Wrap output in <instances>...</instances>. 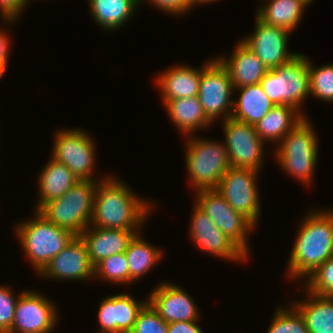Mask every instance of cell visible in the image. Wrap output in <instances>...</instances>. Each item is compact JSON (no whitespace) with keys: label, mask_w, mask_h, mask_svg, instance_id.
Listing matches in <instances>:
<instances>
[{"label":"cell","mask_w":333,"mask_h":333,"mask_svg":"<svg viewBox=\"0 0 333 333\" xmlns=\"http://www.w3.org/2000/svg\"><path fill=\"white\" fill-rule=\"evenodd\" d=\"M152 207L146 200L133 194L125 183L107 176L97 184L92 227L140 230Z\"/></svg>","instance_id":"1"},{"label":"cell","mask_w":333,"mask_h":333,"mask_svg":"<svg viewBox=\"0 0 333 333\" xmlns=\"http://www.w3.org/2000/svg\"><path fill=\"white\" fill-rule=\"evenodd\" d=\"M311 212V213H310ZM300 225L288 260L289 278L305 279L333 256V211H310Z\"/></svg>","instance_id":"2"},{"label":"cell","mask_w":333,"mask_h":333,"mask_svg":"<svg viewBox=\"0 0 333 333\" xmlns=\"http://www.w3.org/2000/svg\"><path fill=\"white\" fill-rule=\"evenodd\" d=\"M97 180H79L62 197L45 203L38 212L51 223L79 236L93 216Z\"/></svg>","instance_id":"3"},{"label":"cell","mask_w":333,"mask_h":333,"mask_svg":"<svg viewBox=\"0 0 333 333\" xmlns=\"http://www.w3.org/2000/svg\"><path fill=\"white\" fill-rule=\"evenodd\" d=\"M35 212L34 219L16 226V233L35 271L40 273L76 235L57 227L37 210Z\"/></svg>","instance_id":"4"},{"label":"cell","mask_w":333,"mask_h":333,"mask_svg":"<svg viewBox=\"0 0 333 333\" xmlns=\"http://www.w3.org/2000/svg\"><path fill=\"white\" fill-rule=\"evenodd\" d=\"M305 116L279 142L276 159L285 172L309 185L313 179L314 169L318 160V139L312 124Z\"/></svg>","instance_id":"5"},{"label":"cell","mask_w":333,"mask_h":333,"mask_svg":"<svg viewBox=\"0 0 333 333\" xmlns=\"http://www.w3.org/2000/svg\"><path fill=\"white\" fill-rule=\"evenodd\" d=\"M263 91L275 105L300 106L310 94L309 59L298 54L290 62L268 69L260 82Z\"/></svg>","instance_id":"6"},{"label":"cell","mask_w":333,"mask_h":333,"mask_svg":"<svg viewBox=\"0 0 333 333\" xmlns=\"http://www.w3.org/2000/svg\"><path fill=\"white\" fill-rule=\"evenodd\" d=\"M186 164L193 188L215 189L230 167L224 142L187 135Z\"/></svg>","instance_id":"7"},{"label":"cell","mask_w":333,"mask_h":333,"mask_svg":"<svg viewBox=\"0 0 333 333\" xmlns=\"http://www.w3.org/2000/svg\"><path fill=\"white\" fill-rule=\"evenodd\" d=\"M196 193L195 204L248 256L249 244L246 237L256 226L243 214L235 211L216 189H201Z\"/></svg>","instance_id":"8"},{"label":"cell","mask_w":333,"mask_h":333,"mask_svg":"<svg viewBox=\"0 0 333 333\" xmlns=\"http://www.w3.org/2000/svg\"><path fill=\"white\" fill-rule=\"evenodd\" d=\"M80 129H64L55 134L52 159L63 163L78 180H92L95 165V144Z\"/></svg>","instance_id":"9"},{"label":"cell","mask_w":333,"mask_h":333,"mask_svg":"<svg viewBox=\"0 0 333 333\" xmlns=\"http://www.w3.org/2000/svg\"><path fill=\"white\" fill-rule=\"evenodd\" d=\"M258 172L230 166L215 188L235 211L243 214L255 226L261 211L256 180Z\"/></svg>","instance_id":"10"},{"label":"cell","mask_w":333,"mask_h":333,"mask_svg":"<svg viewBox=\"0 0 333 333\" xmlns=\"http://www.w3.org/2000/svg\"><path fill=\"white\" fill-rule=\"evenodd\" d=\"M233 90L229 72L218 59L212 60L202 70L198 97L204 113L211 122L218 116L223 115L224 120L231 117Z\"/></svg>","instance_id":"11"},{"label":"cell","mask_w":333,"mask_h":333,"mask_svg":"<svg viewBox=\"0 0 333 333\" xmlns=\"http://www.w3.org/2000/svg\"><path fill=\"white\" fill-rule=\"evenodd\" d=\"M224 122L225 148L231 167L260 171L264 142L258 137L255 126L229 117Z\"/></svg>","instance_id":"12"},{"label":"cell","mask_w":333,"mask_h":333,"mask_svg":"<svg viewBox=\"0 0 333 333\" xmlns=\"http://www.w3.org/2000/svg\"><path fill=\"white\" fill-rule=\"evenodd\" d=\"M57 307L41 293L23 291L8 333H51L58 322Z\"/></svg>","instance_id":"13"},{"label":"cell","mask_w":333,"mask_h":333,"mask_svg":"<svg viewBox=\"0 0 333 333\" xmlns=\"http://www.w3.org/2000/svg\"><path fill=\"white\" fill-rule=\"evenodd\" d=\"M254 34L241 40L262 61L267 69L290 62L298 53L287 50L289 31L268 25L256 17Z\"/></svg>","instance_id":"14"},{"label":"cell","mask_w":333,"mask_h":333,"mask_svg":"<svg viewBox=\"0 0 333 333\" xmlns=\"http://www.w3.org/2000/svg\"><path fill=\"white\" fill-rule=\"evenodd\" d=\"M192 215L190 236L196 246L226 260L247 259L248 256L196 204Z\"/></svg>","instance_id":"15"},{"label":"cell","mask_w":333,"mask_h":333,"mask_svg":"<svg viewBox=\"0 0 333 333\" xmlns=\"http://www.w3.org/2000/svg\"><path fill=\"white\" fill-rule=\"evenodd\" d=\"M44 278L65 280H85L94 278V267L91 264L87 247L80 236H75L69 244L39 273Z\"/></svg>","instance_id":"16"},{"label":"cell","mask_w":333,"mask_h":333,"mask_svg":"<svg viewBox=\"0 0 333 333\" xmlns=\"http://www.w3.org/2000/svg\"><path fill=\"white\" fill-rule=\"evenodd\" d=\"M148 302L168 324L179 321H198L199 312L185 290L172 283L158 285L149 295Z\"/></svg>","instance_id":"17"},{"label":"cell","mask_w":333,"mask_h":333,"mask_svg":"<svg viewBox=\"0 0 333 333\" xmlns=\"http://www.w3.org/2000/svg\"><path fill=\"white\" fill-rule=\"evenodd\" d=\"M147 303L148 298L139 303L123 293L106 297L98 310L100 333H130L139 312Z\"/></svg>","instance_id":"18"},{"label":"cell","mask_w":333,"mask_h":333,"mask_svg":"<svg viewBox=\"0 0 333 333\" xmlns=\"http://www.w3.org/2000/svg\"><path fill=\"white\" fill-rule=\"evenodd\" d=\"M92 228L89 226L79 236L86 244L89 260L93 267L114 254L124 253L127 250L129 242L140 231L100 227Z\"/></svg>","instance_id":"19"},{"label":"cell","mask_w":333,"mask_h":333,"mask_svg":"<svg viewBox=\"0 0 333 333\" xmlns=\"http://www.w3.org/2000/svg\"><path fill=\"white\" fill-rule=\"evenodd\" d=\"M234 50L230 59L223 56L217 58L228 70L234 89L260 84L268 71L267 67L242 41L237 44Z\"/></svg>","instance_id":"20"},{"label":"cell","mask_w":333,"mask_h":333,"mask_svg":"<svg viewBox=\"0 0 333 333\" xmlns=\"http://www.w3.org/2000/svg\"><path fill=\"white\" fill-rule=\"evenodd\" d=\"M211 62L207 61L199 70L190 66L175 65L157 76L156 82L162 91V100H175L198 96L202 70Z\"/></svg>","instance_id":"21"},{"label":"cell","mask_w":333,"mask_h":333,"mask_svg":"<svg viewBox=\"0 0 333 333\" xmlns=\"http://www.w3.org/2000/svg\"><path fill=\"white\" fill-rule=\"evenodd\" d=\"M236 89H239L241 94L238 100H233L231 117L235 120L255 126L275 106L260 84Z\"/></svg>","instance_id":"22"},{"label":"cell","mask_w":333,"mask_h":333,"mask_svg":"<svg viewBox=\"0 0 333 333\" xmlns=\"http://www.w3.org/2000/svg\"><path fill=\"white\" fill-rule=\"evenodd\" d=\"M38 211L45 203L62 197L79 180L63 163L50 159L39 176Z\"/></svg>","instance_id":"23"},{"label":"cell","mask_w":333,"mask_h":333,"mask_svg":"<svg viewBox=\"0 0 333 333\" xmlns=\"http://www.w3.org/2000/svg\"><path fill=\"white\" fill-rule=\"evenodd\" d=\"M163 102L168 116L185 135L189 136L191 132L207 128L212 124L204 113L198 96L163 100Z\"/></svg>","instance_id":"24"},{"label":"cell","mask_w":333,"mask_h":333,"mask_svg":"<svg viewBox=\"0 0 333 333\" xmlns=\"http://www.w3.org/2000/svg\"><path fill=\"white\" fill-rule=\"evenodd\" d=\"M305 116L288 105H275L256 125L258 137L265 143L281 141Z\"/></svg>","instance_id":"25"},{"label":"cell","mask_w":333,"mask_h":333,"mask_svg":"<svg viewBox=\"0 0 333 333\" xmlns=\"http://www.w3.org/2000/svg\"><path fill=\"white\" fill-rule=\"evenodd\" d=\"M306 293L309 299L292 305L302 315L309 333H333V297Z\"/></svg>","instance_id":"26"},{"label":"cell","mask_w":333,"mask_h":333,"mask_svg":"<svg viewBox=\"0 0 333 333\" xmlns=\"http://www.w3.org/2000/svg\"><path fill=\"white\" fill-rule=\"evenodd\" d=\"M306 6L302 0H270L261 5L256 16L268 25L292 32L301 22Z\"/></svg>","instance_id":"27"},{"label":"cell","mask_w":333,"mask_h":333,"mask_svg":"<svg viewBox=\"0 0 333 333\" xmlns=\"http://www.w3.org/2000/svg\"><path fill=\"white\" fill-rule=\"evenodd\" d=\"M95 22L110 31L120 28L133 15L140 0H88Z\"/></svg>","instance_id":"28"},{"label":"cell","mask_w":333,"mask_h":333,"mask_svg":"<svg viewBox=\"0 0 333 333\" xmlns=\"http://www.w3.org/2000/svg\"><path fill=\"white\" fill-rule=\"evenodd\" d=\"M136 234L129 242L125 255L129 266V283L140 279L162 258L160 248L156 249Z\"/></svg>","instance_id":"29"},{"label":"cell","mask_w":333,"mask_h":333,"mask_svg":"<svg viewBox=\"0 0 333 333\" xmlns=\"http://www.w3.org/2000/svg\"><path fill=\"white\" fill-rule=\"evenodd\" d=\"M113 283H129V266L124 253L114 254L94 267V276Z\"/></svg>","instance_id":"30"},{"label":"cell","mask_w":333,"mask_h":333,"mask_svg":"<svg viewBox=\"0 0 333 333\" xmlns=\"http://www.w3.org/2000/svg\"><path fill=\"white\" fill-rule=\"evenodd\" d=\"M274 315L267 333H309L302 315L293 305L279 307Z\"/></svg>","instance_id":"31"},{"label":"cell","mask_w":333,"mask_h":333,"mask_svg":"<svg viewBox=\"0 0 333 333\" xmlns=\"http://www.w3.org/2000/svg\"><path fill=\"white\" fill-rule=\"evenodd\" d=\"M310 94L324 101L333 102V64L313 67L309 61Z\"/></svg>","instance_id":"32"},{"label":"cell","mask_w":333,"mask_h":333,"mask_svg":"<svg viewBox=\"0 0 333 333\" xmlns=\"http://www.w3.org/2000/svg\"><path fill=\"white\" fill-rule=\"evenodd\" d=\"M307 278V292L333 297V256L318 266Z\"/></svg>","instance_id":"33"},{"label":"cell","mask_w":333,"mask_h":333,"mask_svg":"<svg viewBox=\"0 0 333 333\" xmlns=\"http://www.w3.org/2000/svg\"><path fill=\"white\" fill-rule=\"evenodd\" d=\"M130 333H168V324L148 302L139 312Z\"/></svg>","instance_id":"34"},{"label":"cell","mask_w":333,"mask_h":333,"mask_svg":"<svg viewBox=\"0 0 333 333\" xmlns=\"http://www.w3.org/2000/svg\"><path fill=\"white\" fill-rule=\"evenodd\" d=\"M14 296L9 287L0 286V333H8L14 321L15 306L19 296Z\"/></svg>","instance_id":"35"},{"label":"cell","mask_w":333,"mask_h":333,"mask_svg":"<svg viewBox=\"0 0 333 333\" xmlns=\"http://www.w3.org/2000/svg\"><path fill=\"white\" fill-rule=\"evenodd\" d=\"M143 0H140L142 2ZM150 4H153L155 7L165 11L166 13L171 14H182L188 12L192 8L190 0H149Z\"/></svg>","instance_id":"36"},{"label":"cell","mask_w":333,"mask_h":333,"mask_svg":"<svg viewBox=\"0 0 333 333\" xmlns=\"http://www.w3.org/2000/svg\"><path fill=\"white\" fill-rule=\"evenodd\" d=\"M30 0H0V12L7 22H14Z\"/></svg>","instance_id":"37"},{"label":"cell","mask_w":333,"mask_h":333,"mask_svg":"<svg viewBox=\"0 0 333 333\" xmlns=\"http://www.w3.org/2000/svg\"><path fill=\"white\" fill-rule=\"evenodd\" d=\"M168 333H204L196 321L168 323Z\"/></svg>","instance_id":"38"},{"label":"cell","mask_w":333,"mask_h":333,"mask_svg":"<svg viewBox=\"0 0 333 333\" xmlns=\"http://www.w3.org/2000/svg\"><path fill=\"white\" fill-rule=\"evenodd\" d=\"M8 34L0 30V76L2 77L4 72L6 71V66L8 63V56L10 51L9 45V38Z\"/></svg>","instance_id":"39"},{"label":"cell","mask_w":333,"mask_h":333,"mask_svg":"<svg viewBox=\"0 0 333 333\" xmlns=\"http://www.w3.org/2000/svg\"><path fill=\"white\" fill-rule=\"evenodd\" d=\"M191 1V4H192V7L194 4H198V3H209V2H216L217 0H190Z\"/></svg>","instance_id":"40"},{"label":"cell","mask_w":333,"mask_h":333,"mask_svg":"<svg viewBox=\"0 0 333 333\" xmlns=\"http://www.w3.org/2000/svg\"><path fill=\"white\" fill-rule=\"evenodd\" d=\"M305 4L309 5L313 0H302Z\"/></svg>","instance_id":"41"}]
</instances>
